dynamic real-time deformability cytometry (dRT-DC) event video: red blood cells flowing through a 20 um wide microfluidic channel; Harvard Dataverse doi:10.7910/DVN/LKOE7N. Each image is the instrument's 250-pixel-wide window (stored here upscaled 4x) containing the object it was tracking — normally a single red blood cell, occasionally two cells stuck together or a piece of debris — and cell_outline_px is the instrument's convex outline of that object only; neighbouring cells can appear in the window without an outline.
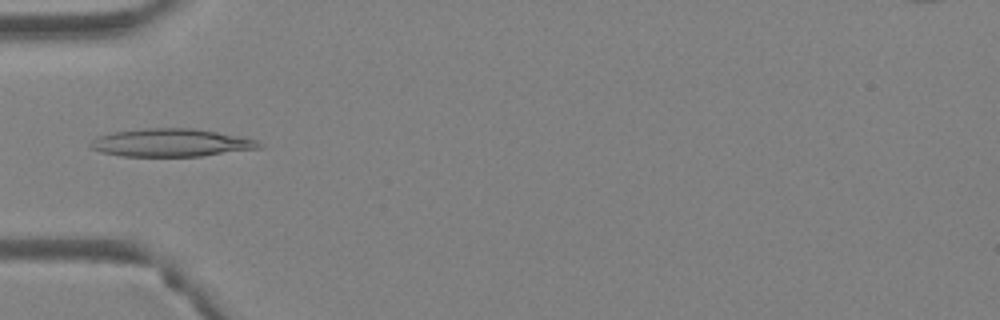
{"species": "Egyptian fruit bat (a non-hibernating species)", "species_latin": "Rousettus aegyptiacus", "temperature_condition": "warm", "stored_images_in_passage": 4, "camera_frame_rate_fps": 3000, "um_per_image_px": 0.085, "animal": {"sex": "female"}, "frame": {"image": 1, "passage_image": 4, "time_ms": 1.0, "image_size_px": [1000, 320], "cell_outline_px": [[264, 148], [200, 156], [120, 156], [100, 152], [92, 148], [88, 144], [96, 136], [112, 132], [144, 128], [192, 128], [240, 136], [256, 140], [264, 144]], "centroid_in_image_um": [14.54, 12.13], "position_along_channel_um": 70.5, "area_um2": 27.63}}